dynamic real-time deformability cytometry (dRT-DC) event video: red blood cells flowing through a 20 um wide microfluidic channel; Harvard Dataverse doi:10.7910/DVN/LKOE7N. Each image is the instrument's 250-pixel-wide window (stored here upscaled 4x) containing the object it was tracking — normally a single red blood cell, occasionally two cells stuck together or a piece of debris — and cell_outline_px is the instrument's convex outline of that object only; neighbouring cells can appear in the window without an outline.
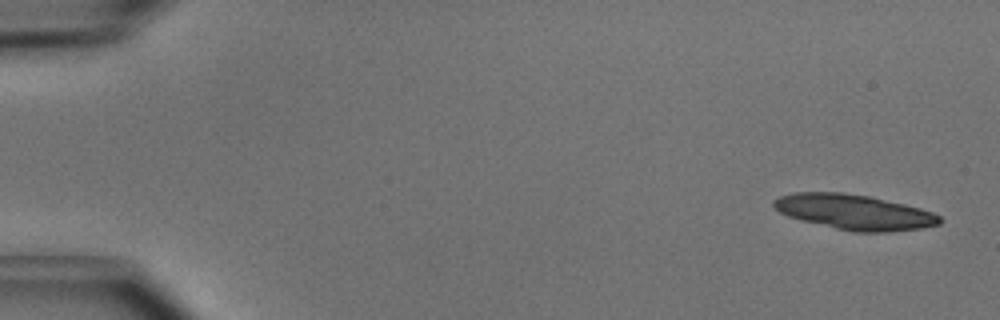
{"species": "common noctule bat (a hibernating species)", "species_latin": "Nyctalus noctula", "temperature_condition": "cold", "stored_images_in_passage": 4, "camera_frame_rate_fps": 3000, "um_per_image_px": 0.085, "animal": {"sex": "male", "body_mass_g": 15.6}, "frame": {"image": 1, "passage_image": 1, "time_ms": 0.0, "image_size_px": [1000, 320], "cell_outline_px": [[940, 224], [924, 228], [888, 232], [852, 232], [800, 220], [788, 216], [780, 212], [772, 204], [772, 200], [780, 196], [792, 192], [844, 192], [868, 196], [904, 204], [920, 208], [932, 212], [940, 216]], "centroid_in_image_um": [72.6, 18.03], "position_along_channel_um": 12.4, "area_um2": 34.04}}